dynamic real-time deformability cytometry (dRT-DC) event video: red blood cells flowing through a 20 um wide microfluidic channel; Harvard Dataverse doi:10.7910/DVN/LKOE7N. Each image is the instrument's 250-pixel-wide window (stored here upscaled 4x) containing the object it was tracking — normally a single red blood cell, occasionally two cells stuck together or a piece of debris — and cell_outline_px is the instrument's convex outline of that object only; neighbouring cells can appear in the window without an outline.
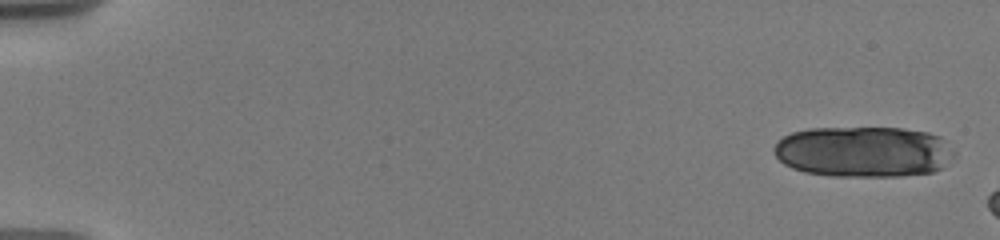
{"species": "human", "species_latin": "Homo sapiens", "temperature_condition": "warm", "stored_images_in_passage": 5, "camera_frame_rate_fps": 3000, "um_per_image_px": 0.085, "donor": {"sex": "male"}, "frame": {"image": 1, "passage_image": 1, "time_ms": 0.0, "image_size_px": [1000, 240], "cell_outline_px": [[956, 156], [940, 168], [932, 172], [900, 176], [832, 176], [804, 172], [792, 168], [784, 164], [776, 156], [772, 148], [776, 140], [792, 132], [808, 128], [904, 128], [928, 132], [940, 136], [956, 152]], "centroid_in_image_um": [73.39, 12.89], "position_along_channel_um": 11.6, "area_um2": 53.93}}